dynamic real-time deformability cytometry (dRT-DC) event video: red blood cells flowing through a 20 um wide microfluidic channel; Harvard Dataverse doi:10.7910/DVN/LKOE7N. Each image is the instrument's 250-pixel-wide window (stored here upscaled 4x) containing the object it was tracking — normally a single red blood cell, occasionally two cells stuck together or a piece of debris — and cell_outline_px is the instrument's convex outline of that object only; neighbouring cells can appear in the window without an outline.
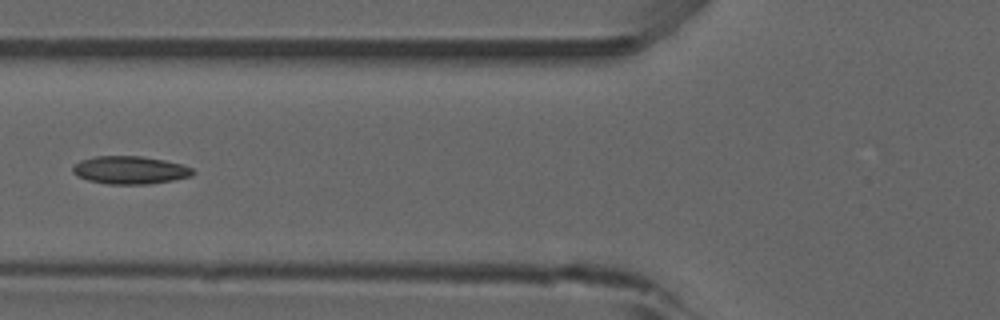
{"species": "common noctule bat (a hibernating species)", "species_latin": "Nyctalus noctula", "temperature_condition": "room temperature", "stored_images_in_passage": 6, "camera_frame_rate_fps": 3000, "um_per_image_px": 0.085, "animal": {"sex": "male", "forearm_length_mm": 52.5}, "frame": {"image": 1, "passage_image": 6, "time_ms": 7.667, "image_size_px": [1000, 320], "cell_outline_px": [[196, 172], [192, 176], [172, 180], [148, 184], [108, 184], [88, 180], [76, 176], [72, 172], [72, 168], [80, 160], [96, 156], [140, 156], [164, 160], [180, 164], [192, 168]], "centroid_in_image_um": [11.04, 14.46], "position_along_channel_um": 114.8, "area_um2": 19.48}}